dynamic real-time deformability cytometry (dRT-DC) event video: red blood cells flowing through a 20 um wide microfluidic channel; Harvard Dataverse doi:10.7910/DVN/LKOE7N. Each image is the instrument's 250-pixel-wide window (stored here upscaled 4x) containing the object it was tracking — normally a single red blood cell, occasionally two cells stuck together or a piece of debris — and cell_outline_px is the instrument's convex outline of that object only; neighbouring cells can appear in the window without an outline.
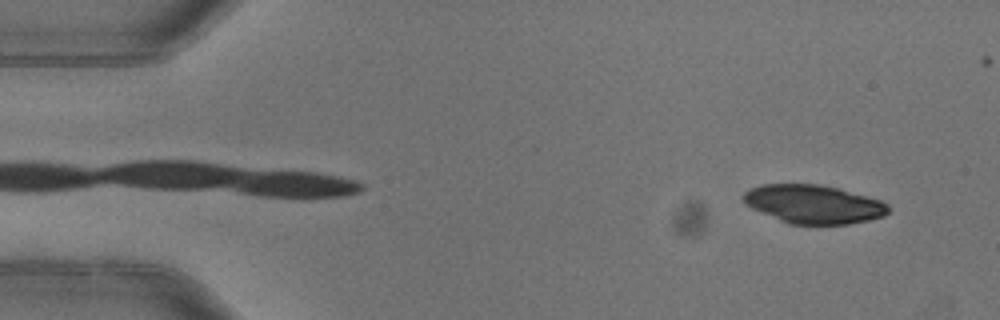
{"species": "common noctule bat (a hibernating species)", "species_latin": "Nyctalus noctula", "temperature_condition": "warm", "stored_images_in_passage": 5, "segment_of_instrument_passage": [1, 2], "camera_frame_rate_fps": 3000, "um_per_image_px": 0.085, "animal": {"sex": "female"}, "frame": {"image": 1, "passage_image": 1, "time_ms": 0.0, "image_size_px": [1000, 320], "cell_outline_px": [[888, 212], [884, 216], [868, 220], [848, 224], [788, 224], [752, 208], [744, 204], [740, 196], [744, 192], [760, 184], [820, 184], [836, 188], [880, 200], [888, 204]], "centroid_in_image_um": [69.1, 17.35], "position_along_channel_um": 15.9, "area_um2": 32.48}}